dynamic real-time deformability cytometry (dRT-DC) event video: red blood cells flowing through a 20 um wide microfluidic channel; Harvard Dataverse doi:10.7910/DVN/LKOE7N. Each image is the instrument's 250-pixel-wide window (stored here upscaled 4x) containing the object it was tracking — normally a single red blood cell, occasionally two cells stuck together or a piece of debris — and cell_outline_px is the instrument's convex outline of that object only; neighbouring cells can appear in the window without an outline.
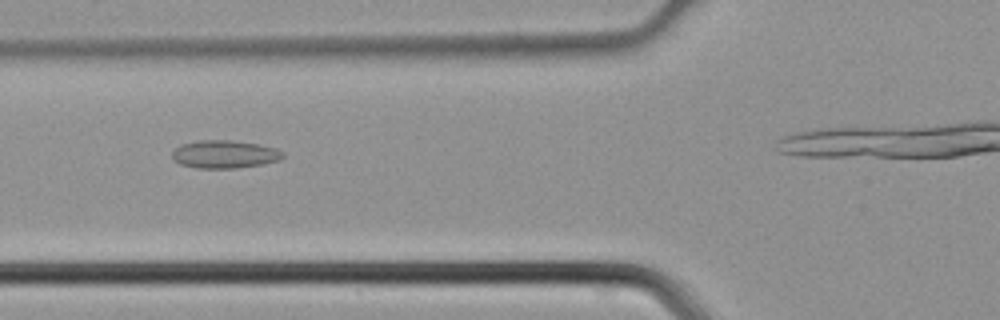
{"species": "common noctule bat (a hibernating species)", "species_latin": "Nyctalus noctula", "temperature_condition": "cold", "stored_images_in_passage": 11, "camera_frame_rate_fps": 3000, "um_per_image_px": 0.085, "animal": {"sex": "male", "body_mass_g": 21.5, "forearm_length_mm": 52.0}, "frame": {"image": 1, "passage_image": 8, "time_ms": 2.333, "image_size_px": [1000, 320], "cell_outline_px": [[284, 156], [280, 160], [264, 164], [232, 168], [196, 168], [180, 164], [172, 160], [172, 152], [180, 144], [200, 140], [232, 140], [260, 144], [276, 148], [284, 152]], "centroid_in_image_um": [19.09, 13.11], "position_along_channel_um": 106.7, "area_um2": 18.21}}
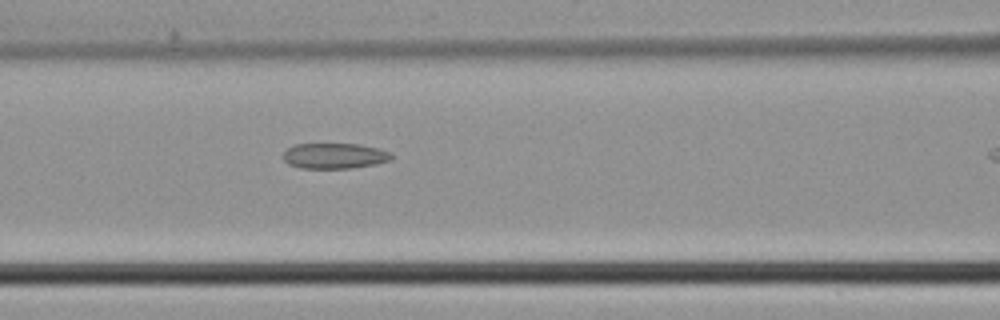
{"frame": {"image": 2, "passage_image": 10, "time_ms": 3.0, "image_size_px": [1000, 320], "cell_outline_px": [[392, 160], [376, 164], [348, 168], [300, 168], [288, 164], [284, 160], [284, 152], [288, 148], [296, 144], [360, 144], [380, 148], [392, 152]], "centroid_in_image_um": [28.48, 13.24], "position_along_channel_um": 138.1, "area_um2": 16.18}}